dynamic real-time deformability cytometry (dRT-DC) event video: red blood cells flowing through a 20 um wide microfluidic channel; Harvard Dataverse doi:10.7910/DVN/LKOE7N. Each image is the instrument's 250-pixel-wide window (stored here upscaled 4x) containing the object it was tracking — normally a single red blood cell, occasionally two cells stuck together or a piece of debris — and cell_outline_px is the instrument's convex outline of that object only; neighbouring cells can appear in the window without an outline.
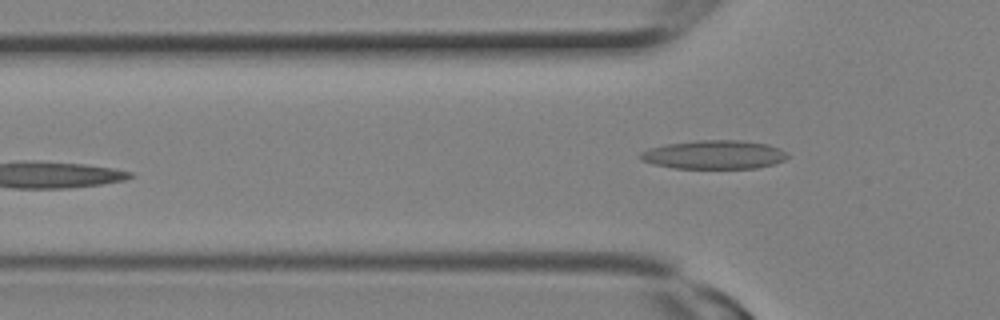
{"species": "Egyptian fruit bat (a non-hibernating species)", "species_latin": "Rousettus aegyptiacus", "temperature_condition": "room temperature", "stored_images_in_passage": 9, "camera_frame_rate_fps": 3000, "um_per_image_px": 0.085, "animal": {"sex": "female"}, "frame": {"image": 1, "passage_image": 9, "time_ms": 2.667, "image_size_px": [1000, 320], "cell_outline_px": [[788, 156], [784, 160], [772, 164], [756, 168], [672, 168], [652, 164], [640, 160], [640, 152], [648, 148], [664, 144], [696, 140], [740, 140], [768, 144], [780, 148]], "centroid_in_image_um": [60.64, 13.14], "position_along_channel_um": 65.2, "area_um2": 24.74}}